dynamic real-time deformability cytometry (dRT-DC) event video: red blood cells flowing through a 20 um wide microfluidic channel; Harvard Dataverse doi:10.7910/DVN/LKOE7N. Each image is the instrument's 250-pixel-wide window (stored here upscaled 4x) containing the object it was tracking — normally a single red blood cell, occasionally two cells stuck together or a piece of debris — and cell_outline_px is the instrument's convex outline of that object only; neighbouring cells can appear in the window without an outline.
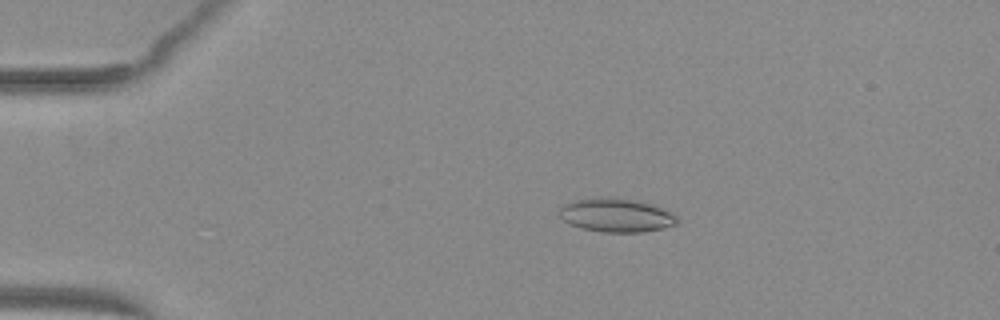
{"species": "common noctule bat (a hibernating species)", "species_latin": "Nyctalus noctula", "temperature_condition": "warm", "stored_images_in_passage": 53, "camera_frame_rate_fps": 3000, "um_per_image_px": 0.085, "animal": {"sex": "female", "body_mass_g": 29.2, "forearm_length_mm": 56.3}, "frame": {"image": 1, "passage_image": 12, "time_ms": 3.667, "image_size_px": [1000, 320], "cell_outline_px": [[680, 220], [676, 224], [664, 228], [644, 232], [600, 232], [580, 228], [564, 220], [560, 216], [560, 208], [564, 204], [576, 200], [600, 196], [612, 196], [652, 204], [676, 216]], "centroid_in_image_um": [52.37, 18.29], "position_along_channel_um": 32.6, "area_um2": 23.12}}
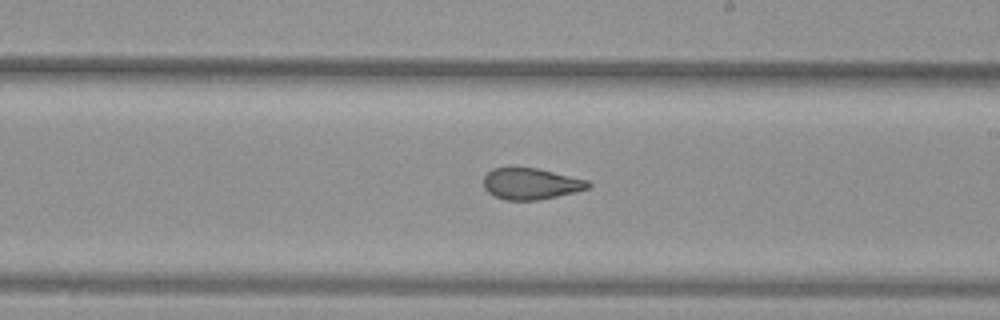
{"frame": {"image": 2, "passage_image": 32, "time_ms": 10.333, "image_size_px": [1000, 320], "cell_outline_px": [[592, 184], [588, 188], [576, 192], [536, 200], [504, 200], [488, 192], [484, 188], [484, 176], [492, 168], [536, 168], [588, 180]], "centroid_in_image_um": [45.12, 15.62], "position_along_channel_um": 243.9, "area_um2": 18.9}}
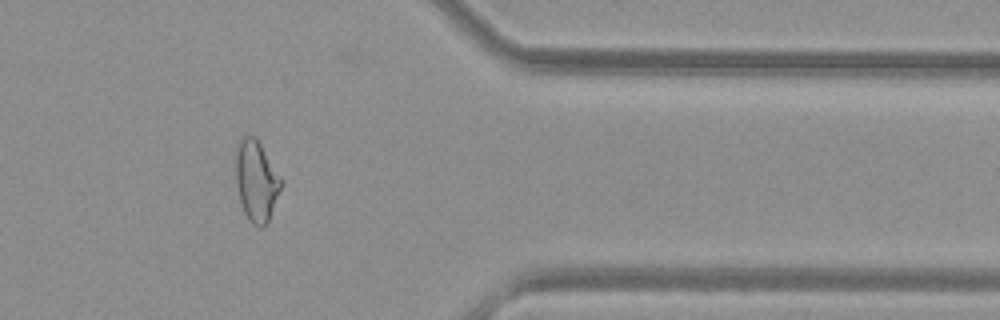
{"frame": {"image": 3, "passage_image": 44, "time_ms": 14.333, "image_size_px": [1000, 320], "cell_outline_px": [[284, 184], [268, 224], [264, 228], [260, 228], [252, 224], [248, 220], [240, 204], [236, 184], [236, 144], [244, 136], [252, 136], [260, 144]], "centroid_in_image_um": [21.79, 15.47], "position_along_channel_um": 389.6, "area_um2": 21.56}, "authors_computed_cell_mechanics": {"area_um2": 22.253, "velocity_mm_per_s": 4.0535, "shape_relaxation_time_tau1_ms": null, "shape_relaxation_time_tau2_ms": 1.5368, "deformation_change_tau1": null, "deformation_change_tau2": 0.0854}}